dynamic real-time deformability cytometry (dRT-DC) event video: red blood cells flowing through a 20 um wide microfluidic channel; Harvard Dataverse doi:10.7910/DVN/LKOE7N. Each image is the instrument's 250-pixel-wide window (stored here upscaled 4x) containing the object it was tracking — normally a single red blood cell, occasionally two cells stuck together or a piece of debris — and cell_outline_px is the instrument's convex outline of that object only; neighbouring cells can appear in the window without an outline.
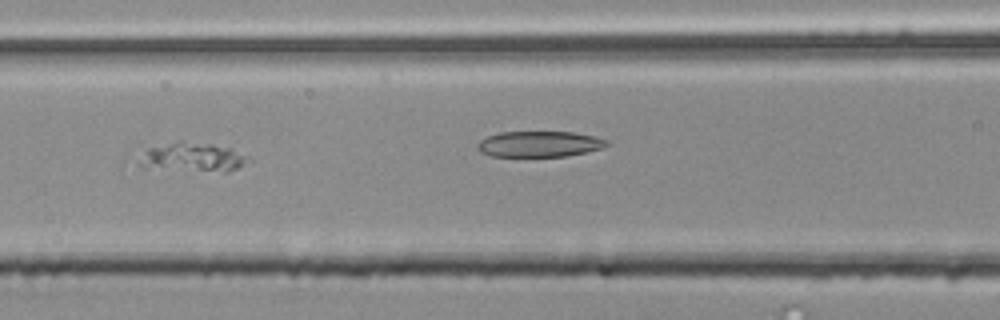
{"species": "common noctule bat (a hibernating species)", "species_latin": "Nyctalus noctula", "temperature_condition": "room temperature", "stored_images_in_passage": 57, "segment_of_instrument_passage": [2, 2], "camera_frame_rate_fps": 3000, "um_per_image_px": 0.085, "animal": {"sex": "male", "body_mass_g": 20.4}, "frame": {"image": 1, "passage_image": 26, "time_ms": 8.333, "image_size_px": [1000, 320], "cell_outline_px": [[252, 160], [228, 172], [224, 172], [144, 168], [120, 164], [128, 152], [180, 140], [212, 144], [232, 148]], "centroid_in_image_um": [15.88, 13.37], "position_along_channel_um": 150.7, "area_um2": 20.63}}